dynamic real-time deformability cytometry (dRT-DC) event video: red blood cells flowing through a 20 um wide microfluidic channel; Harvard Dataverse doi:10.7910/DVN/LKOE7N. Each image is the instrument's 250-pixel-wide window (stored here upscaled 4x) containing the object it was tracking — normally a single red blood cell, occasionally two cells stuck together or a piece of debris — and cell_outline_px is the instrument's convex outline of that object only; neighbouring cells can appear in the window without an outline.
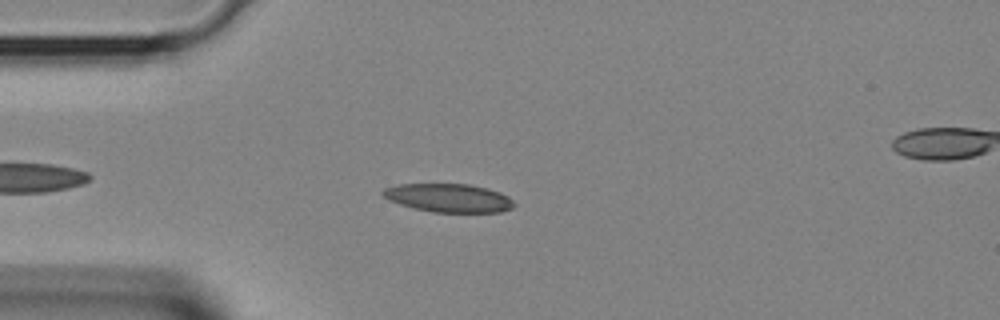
{"species": "Egyptian fruit bat (a non-hibernating species)", "species_latin": "Rousettus aegyptiacus", "temperature_condition": "room temperature", "stored_images_in_passage": 33, "segment_of_instrument_passage": [1, 2], "camera_frame_rate_fps": 3000, "um_per_image_px": 0.085, "animal": {"sex": "female"}, "frame": {"image": 1, "passage_image": 4, "time_ms": 1.0, "image_size_px": [1000, 320], "cell_outline_px": [[516, 204], [512, 208], [500, 212], [432, 212], [400, 204], [388, 200], [380, 192], [384, 188], [396, 184], [468, 184], [488, 188], [500, 192], [508, 196]], "centroid_in_image_um": [38.14, 16.82], "position_along_channel_um": 46.9, "area_um2": 21.79}}
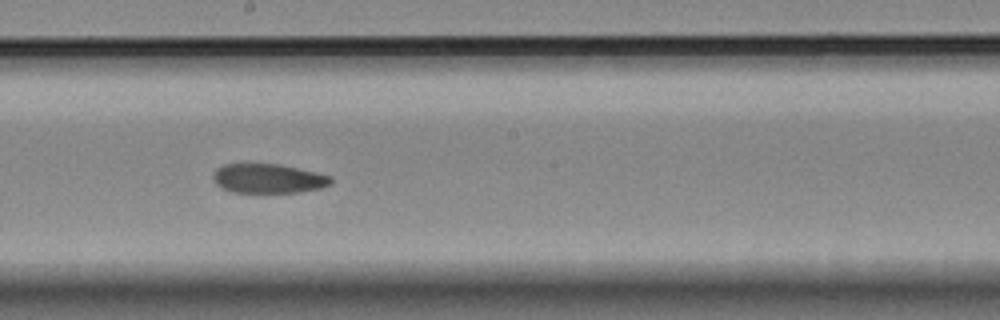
{"frame": {"image": 2, "passage_image": 15, "time_ms": 4.667, "image_size_px": [1000, 320], "cell_outline_px": [[332, 184], [320, 188], [300, 192], [232, 192], [216, 184], [212, 180], [212, 176], [216, 168], [224, 164], [280, 164], [316, 172], [332, 176]], "centroid_in_image_um": [22.81, 15.17], "position_along_channel_um": 225.4, "area_um2": 20.17}}
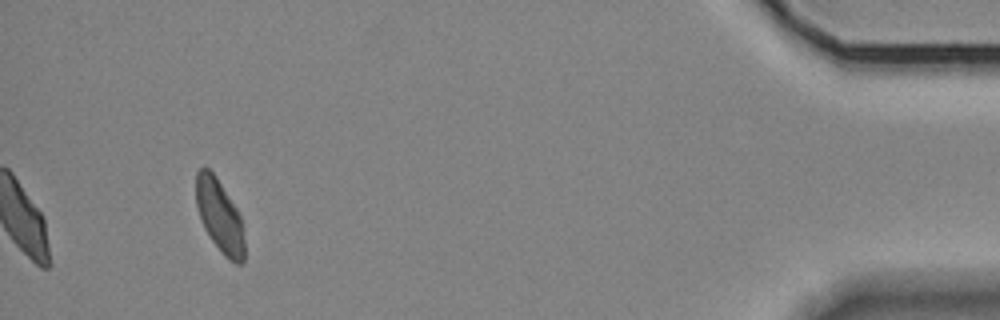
{"frame": {"image": 3, "passage_image": 30, "time_ms": 9.667, "image_size_px": [1000, 320], "cell_outline_px": [[244, 264], [236, 264], [228, 260], [224, 256], [212, 240], [204, 228], [200, 220], [196, 204], [196, 172], [204, 164], [216, 176], [236, 208], [240, 216], [244, 240]], "centroid_in_image_um": [18.65, 18.36], "position_along_channel_um": 416.5, "area_um2": 20.58}}